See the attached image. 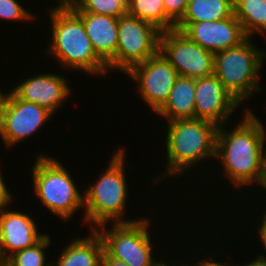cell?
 Listing matches in <instances>:
<instances>
[{"instance_id": "6", "label": "cell", "mask_w": 266, "mask_h": 266, "mask_svg": "<svg viewBox=\"0 0 266 266\" xmlns=\"http://www.w3.org/2000/svg\"><path fill=\"white\" fill-rule=\"evenodd\" d=\"M250 41L247 37L239 45L215 53L214 75L239 104L262 90L258 77L266 52Z\"/></svg>"}, {"instance_id": "12", "label": "cell", "mask_w": 266, "mask_h": 266, "mask_svg": "<svg viewBox=\"0 0 266 266\" xmlns=\"http://www.w3.org/2000/svg\"><path fill=\"white\" fill-rule=\"evenodd\" d=\"M175 29L214 54L235 47L247 38L234 14L219 21L177 23Z\"/></svg>"}, {"instance_id": "28", "label": "cell", "mask_w": 266, "mask_h": 266, "mask_svg": "<svg viewBox=\"0 0 266 266\" xmlns=\"http://www.w3.org/2000/svg\"><path fill=\"white\" fill-rule=\"evenodd\" d=\"M262 216V222L261 224H258V235L260 236L261 239V244H263V247L266 249V211Z\"/></svg>"}, {"instance_id": "33", "label": "cell", "mask_w": 266, "mask_h": 266, "mask_svg": "<svg viewBox=\"0 0 266 266\" xmlns=\"http://www.w3.org/2000/svg\"><path fill=\"white\" fill-rule=\"evenodd\" d=\"M60 1V3H67V2H69L70 0H59Z\"/></svg>"}, {"instance_id": "21", "label": "cell", "mask_w": 266, "mask_h": 266, "mask_svg": "<svg viewBox=\"0 0 266 266\" xmlns=\"http://www.w3.org/2000/svg\"><path fill=\"white\" fill-rule=\"evenodd\" d=\"M128 14L161 32L175 29V24L166 16L163 0H128Z\"/></svg>"}, {"instance_id": "24", "label": "cell", "mask_w": 266, "mask_h": 266, "mask_svg": "<svg viewBox=\"0 0 266 266\" xmlns=\"http://www.w3.org/2000/svg\"><path fill=\"white\" fill-rule=\"evenodd\" d=\"M34 15L19 4L16 0H0V20L26 21L33 20Z\"/></svg>"}, {"instance_id": "29", "label": "cell", "mask_w": 266, "mask_h": 266, "mask_svg": "<svg viewBox=\"0 0 266 266\" xmlns=\"http://www.w3.org/2000/svg\"><path fill=\"white\" fill-rule=\"evenodd\" d=\"M263 150V162H262V175L259 181L260 187L264 188V191L266 189V147Z\"/></svg>"}, {"instance_id": "32", "label": "cell", "mask_w": 266, "mask_h": 266, "mask_svg": "<svg viewBox=\"0 0 266 266\" xmlns=\"http://www.w3.org/2000/svg\"><path fill=\"white\" fill-rule=\"evenodd\" d=\"M196 263L198 265H196ZM196 263L194 266H226L227 265V264H222L220 262L219 263L215 262L214 260L210 261L209 259L208 260L204 259V260H201L199 263L198 262H196ZM228 266H229V264H228Z\"/></svg>"}, {"instance_id": "3", "label": "cell", "mask_w": 266, "mask_h": 266, "mask_svg": "<svg viewBox=\"0 0 266 266\" xmlns=\"http://www.w3.org/2000/svg\"><path fill=\"white\" fill-rule=\"evenodd\" d=\"M166 136L167 166L162 177L185 174L198 162L215 158L218 126L204 119L168 121ZM210 156V157H209Z\"/></svg>"}, {"instance_id": "27", "label": "cell", "mask_w": 266, "mask_h": 266, "mask_svg": "<svg viewBox=\"0 0 266 266\" xmlns=\"http://www.w3.org/2000/svg\"><path fill=\"white\" fill-rule=\"evenodd\" d=\"M101 266H129L127 263L117 260L109 256L105 251H103L101 257Z\"/></svg>"}, {"instance_id": "30", "label": "cell", "mask_w": 266, "mask_h": 266, "mask_svg": "<svg viewBox=\"0 0 266 266\" xmlns=\"http://www.w3.org/2000/svg\"><path fill=\"white\" fill-rule=\"evenodd\" d=\"M261 255H259V258L257 256L255 260H251V262H247L246 264L244 263L242 266H266V257L263 254Z\"/></svg>"}, {"instance_id": "22", "label": "cell", "mask_w": 266, "mask_h": 266, "mask_svg": "<svg viewBox=\"0 0 266 266\" xmlns=\"http://www.w3.org/2000/svg\"><path fill=\"white\" fill-rule=\"evenodd\" d=\"M74 12H90L120 18L128 14V0H70Z\"/></svg>"}, {"instance_id": "23", "label": "cell", "mask_w": 266, "mask_h": 266, "mask_svg": "<svg viewBox=\"0 0 266 266\" xmlns=\"http://www.w3.org/2000/svg\"><path fill=\"white\" fill-rule=\"evenodd\" d=\"M48 234H45L33 246L17 251L8 257L7 266H52L56 263L47 264L44 249L50 245L51 240Z\"/></svg>"}, {"instance_id": "18", "label": "cell", "mask_w": 266, "mask_h": 266, "mask_svg": "<svg viewBox=\"0 0 266 266\" xmlns=\"http://www.w3.org/2000/svg\"><path fill=\"white\" fill-rule=\"evenodd\" d=\"M85 238H76L62 249L56 266H101L103 241L95 229ZM54 266V265H53Z\"/></svg>"}, {"instance_id": "8", "label": "cell", "mask_w": 266, "mask_h": 266, "mask_svg": "<svg viewBox=\"0 0 266 266\" xmlns=\"http://www.w3.org/2000/svg\"><path fill=\"white\" fill-rule=\"evenodd\" d=\"M160 34L161 31L148 22L129 14L121 16L116 55L107 65L108 70L127 73L133 66L155 56L159 52Z\"/></svg>"}, {"instance_id": "4", "label": "cell", "mask_w": 266, "mask_h": 266, "mask_svg": "<svg viewBox=\"0 0 266 266\" xmlns=\"http://www.w3.org/2000/svg\"><path fill=\"white\" fill-rule=\"evenodd\" d=\"M124 154V150L118 148L110 159L107 169L83 195V208H85L83 220L92 225L89 227L91 229H97L111 220L113 223L134 222L123 219L128 192L124 170L126 155Z\"/></svg>"}, {"instance_id": "25", "label": "cell", "mask_w": 266, "mask_h": 266, "mask_svg": "<svg viewBox=\"0 0 266 266\" xmlns=\"http://www.w3.org/2000/svg\"><path fill=\"white\" fill-rule=\"evenodd\" d=\"M190 0H163L166 16L176 25L184 16Z\"/></svg>"}, {"instance_id": "9", "label": "cell", "mask_w": 266, "mask_h": 266, "mask_svg": "<svg viewBox=\"0 0 266 266\" xmlns=\"http://www.w3.org/2000/svg\"><path fill=\"white\" fill-rule=\"evenodd\" d=\"M53 114L46 108L17 98L10 90H0V137L8 148L43 127Z\"/></svg>"}, {"instance_id": "19", "label": "cell", "mask_w": 266, "mask_h": 266, "mask_svg": "<svg viewBox=\"0 0 266 266\" xmlns=\"http://www.w3.org/2000/svg\"><path fill=\"white\" fill-rule=\"evenodd\" d=\"M234 0H190L178 23L219 21L234 14Z\"/></svg>"}, {"instance_id": "34", "label": "cell", "mask_w": 266, "mask_h": 266, "mask_svg": "<svg viewBox=\"0 0 266 266\" xmlns=\"http://www.w3.org/2000/svg\"><path fill=\"white\" fill-rule=\"evenodd\" d=\"M159 266H169V265H167V264H165V263H160V265ZM174 266V265H173ZM188 266V265H187Z\"/></svg>"}, {"instance_id": "1", "label": "cell", "mask_w": 266, "mask_h": 266, "mask_svg": "<svg viewBox=\"0 0 266 266\" xmlns=\"http://www.w3.org/2000/svg\"><path fill=\"white\" fill-rule=\"evenodd\" d=\"M244 119L231 131L218 126L215 158L221 159L224 173L234 187L258 183L262 175L266 131L258 117L247 109Z\"/></svg>"}, {"instance_id": "5", "label": "cell", "mask_w": 266, "mask_h": 266, "mask_svg": "<svg viewBox=\"0 0 266 266\" xmlns=\"http://www.w3.org/2000/svg\"><path fill=\"white\" fill-rule=\"evenodd\" d=\"M33 165V192L53 215L65 222L84 207L83 194L59 160L40 154Z\"/></svg>"}, {"instance_id": "20", "label": "cell", "mask_w": 266, "mask_h": 266, "mask_svg": "<svg viewBox=\"0 0 266 266\" xmlns=\"http://www.w3.org/2000/svg\"><path fill=\"white\" fill-rule=\"evenodd\" d=\"M234 15L249 38L266 34V0H234Z\"/></svg>"}, {"instance_id": "14", "label": "cell", "mask_w": 266, "mask_h": 266, "mask_svg": "<svg viewBox=\"0 0 266 266\" xmlns=\"http://www.w3.org/2000/svg\"><path fill=\"white\" fill-rule=\"evenodd\" d=\"M70 86L63 76L43 73L19 83L10 90L17 98L46 108L52 114L68 99Z\"/></svg>"}, {"instance_id": "16", "label": "cell", "mask_w": 266, "mask_h": 266, "mask_svg": "<svg viewBox=\"0 0 266 266\" xmlns=\"http://www.w3.org/2000/svg\"><path fill=\"white\" fill-rule=\"evenodd\" d=\"M75 13L82 19L96 54L108 65L116 55L119 18L90 12Z\"/></svg>"}, {"instance_id": "10", "label": "cell", "mask_w": 266, "mask_h": 266, "mask_svg": "<svg viewBox=\"0 0 266 266\" xmlns=\"http://www.w3.org/2000/svg\"><path fill=\"white\" fill-rule=\"evenodd\" d=\"M159 52L179 76L197 79L214 74L215 54L193 42L179 30L161 32Z\"/></svg>"}, {"instance_id": "2", "label": "cell", "mask_w": 266, "mask_h": 266, "mask_svg": "<svg viewBox=\"0 0 266 266\" xmlns=\"http://www.w3.org/2000/svg\"><path fill=\"white\" fill-rule=\"evenodd\" d=\"M55 7V8H54ZM49 9L52 42L47 53L53 55L62 68L83 70L94 75H105L107 64L96 54L82 19L66 4Z\"/></svg>"}, {"instance_id": "31", "label": "cell", "mask_w": 266, "mask_h": 266, "mask_svg": "<svg viewBox=\"0 0 266 266\" xmlns=\"http://www.w3.org/2000/svg\"><path fill=\"white\" fill-rule=\"evenodd\" d=\"M7 264H8V256L5 253L0 234V266H7Z\"/></svg>"}, {"instance_id": "26", "label": "cell", "mask_w": 266, "mask_h": 266, "mask_svg": "<svg viewBox=\"0 0 266 266\" xmlns=\"http://www.w3.org/2000/svg\"><path fill=\"white\" fill-rule=\"evenodd\" d=\"M11 196L0 171V215L9 208L8 205L13 201Z\"/></svg>"}, {"instance_id": "11", "label": "cell", "mask_w": 266, "mask_h": 266, "mask_svg": "<svg viewBox=\"0 0 266 266\" xmlns=\"http://www.w3.org/2000/svg\"><path fill=\"white\" fill-rule=\"evenodd\" d=\"M126 74L136 81L142 100L148 103L154 112H157L167 101L179 76L160 52L133 66Z\"/></svg>"}, {"instance_id": "7", "label": "cell", "mask_w": 266, "mask_h": 266, "mask_svg": "<svg viewBox=\"0 0 266 266\" xmlns=\"http://www.w3.org/2000/svg\"><path fill=\"white\" fill-rule=\"evenodd\" d=\"M149 223L148 219L137 218L131 223H114L111 230L106 228V224L95 230L109 256L129 266H159L163 261L153 258Z\"/></svg>"}, {"instance_id": "15", "label": "cell", "mask_w": 266, "mask_h": 266, "mask_svg": "<svg viewBox=\"0 0 266 266\" xmlns=\"http://www.w3.org/2000/svg\"><path fill=\"white\" fill-rule=\"evenodd\" d=\"M0 234L6 255L33 246L45 234L38 233L32 217L22 212L5 210L0 215Z\"/></svg>"}, {"instance_id": "13", "label": "cell", "mask_w": 266, "mask_h": 266, "mask_svg": "<svg viewBox=\"0 0 266 266\" xmlns=\"http://www.w3.org/2000/svg\"><path fill=\"white\" fill-rule=\"evenodd\" d=\"M240 104L224 88L213 74L196 79L195 117L215 123L217 126L227 124V119Z\"/></svg>"}, {"instance_id": "17", "label": "cell", "mask_w": 266, "mask_h": 266, "mask_svg": "<svg viewBox=\"0 0 266 266\" xmlns=\"http://www.w3.org/2000/svg\"><path fill=\"white\" fill-rule=\"evenodd\" d=\"M196 79L178 76L167 101L156 112L166 120L196 119L195 117Z\"/></svg>"}]
</instances>
